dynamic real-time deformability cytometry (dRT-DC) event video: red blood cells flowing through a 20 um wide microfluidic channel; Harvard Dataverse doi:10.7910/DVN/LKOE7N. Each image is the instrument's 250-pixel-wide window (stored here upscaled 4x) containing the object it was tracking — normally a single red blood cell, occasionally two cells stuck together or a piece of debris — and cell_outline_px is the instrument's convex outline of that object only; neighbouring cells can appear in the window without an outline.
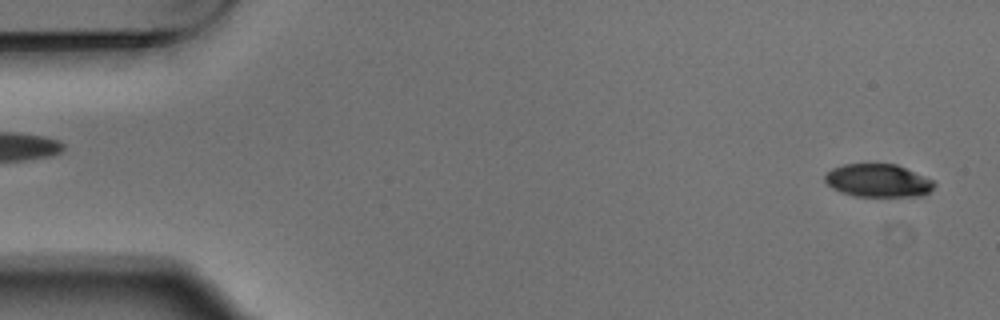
{"species": "Egyptian fruit bat (a non-hibernating species)", "species_latin": "Rousettus aegyptiacus", "temperature_condition": "warm", "stored_images_in_passage": 3, "segment_of_instrument_passage": [2, 2], "camera_frame_rate_fps": 3000, "um_per_image_px": 0.085, "animal": {"sex": "male"}, "frame": {"image": 1, "passage_image": 3, "time_ms": 0.667, "image_size_px": [1000, 320], "cell_outline_px": [[936, 184], [924, 196], [856, 196], [840, 192], [832, 188], [824, 180], [824, 176], [832, 168], [844, 164], [896, 164], [924, 176], [932, 180]], "centroid_in_image_um": [74.62, 15.35], "position_along_channel_um": 10.4, "area_um2": 20.92}}